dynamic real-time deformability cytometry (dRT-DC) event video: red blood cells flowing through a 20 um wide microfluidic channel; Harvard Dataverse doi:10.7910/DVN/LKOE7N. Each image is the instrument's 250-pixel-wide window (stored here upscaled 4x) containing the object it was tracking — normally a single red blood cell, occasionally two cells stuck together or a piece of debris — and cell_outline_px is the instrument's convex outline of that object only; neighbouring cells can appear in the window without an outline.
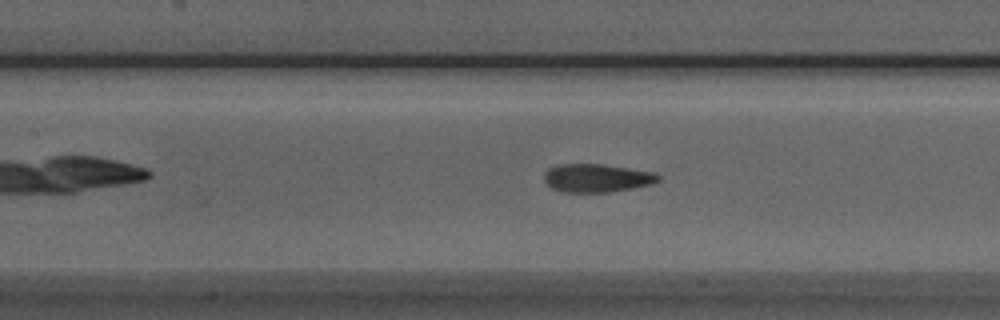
{"species": "Egyptian fruit bat (a non-hibernating species)", "species_latin": "Rousettus aegyptiacus", "temperature_condition": "room temperature", "stored_images_in_passage": 36, "camera_frame_rate_fps": 3000, "um_per_image_px": 0.085, "animal": {"sex": "male"}, "frame": {"image": 1, "passage_image": 7, "time_ms": 2.0, "image_size_px": [1000, 320], "cell_outline_px": [[660, 180], [652, 184], [632, 188], [608, 192], [560, 192], [544, 184], [544, 172], [548, 168], [560, 164], [604, 164], [656, 172], [660, 176]], "centroid_in_image_um": [50.71, 15.13], "position_along_channel_um": 156.7, "area_um2": 19.07}}
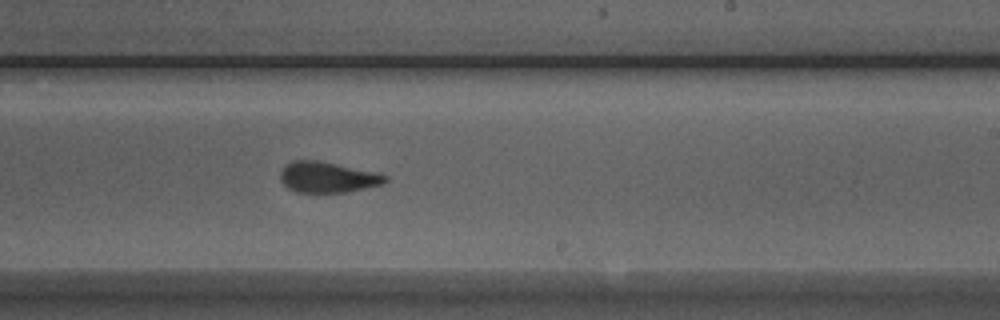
{"frame": {"image": 2, "passage_image": 15, "time_ms": 4.667, "image_size_px": [1000, 320], "cell_outline_px": [[388, 180], [384, 184], [344, 192], [296, 192], [288, 188], [280, 180], [280, 172], [284, 164], [292, 160], [320, 160], [376, 172], [388, 176]], "centroid_in_image_um": [27.82, 15.04], "position_along_channel_um": 261.2, "area_um2": 18.96}}
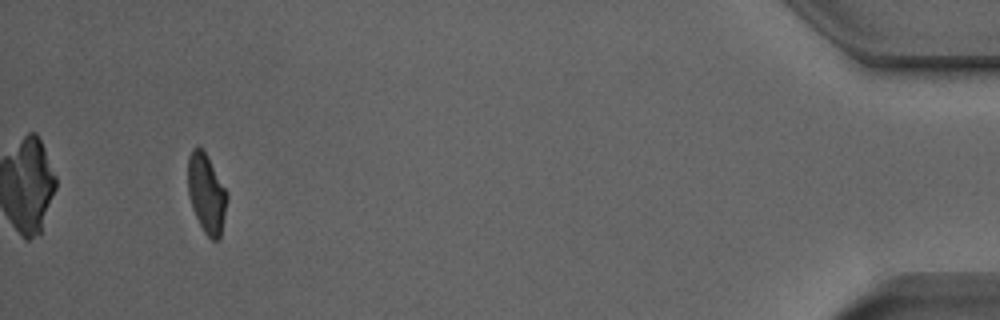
{"frame": {"image": 3, "passage_image": 33, "time_ms": 10.667, "image_size_px": [1000, 320], "cell_outline_px": [[228, 196], [220, 240], [212, 240], [204, 232], [192, 208], [188, 196], [188, 156], [192, 148], [200, 148], [204, 152], [228, 192]], "centroid_in_image_um": [17.55, 16.48], "position_along_channel_um": 417.6, "area_um2": 17.92}}